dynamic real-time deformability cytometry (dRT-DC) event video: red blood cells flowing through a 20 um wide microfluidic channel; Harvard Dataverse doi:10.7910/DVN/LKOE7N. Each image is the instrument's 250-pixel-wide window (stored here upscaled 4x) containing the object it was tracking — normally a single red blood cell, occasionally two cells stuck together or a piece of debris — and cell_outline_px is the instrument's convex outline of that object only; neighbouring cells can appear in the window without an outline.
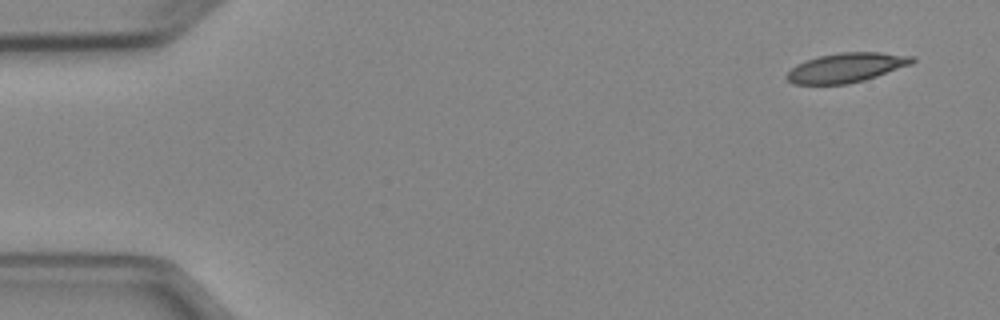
{"species": "Egyptian fruit bat (a non-hibernating species)", "species_latin": "Rousettus aegyptiacus", "temperature_condition": "cold", "stored_images_in_passage": 5, "segment_of_instrument_passage": [2, 2], "camera_frame_rate_fps": 3000, "um_per_image_px": 0.085, "animal": {"sex": "female"}, "frame": {"image": 1, "passage_image": 5, "time_ms": 5.667, "image_size_px": [1000, 320], "cell_outline_px": [[916, 60], [912, 64], [864, 80], [848, 84], [792, 84], [784, 76], [796, 64], [804, 60], [820, 56], [840, 52], [880, 52], [916, 56]], "centroid_in_image_um": [71.94, 5.74], "position_along_channel_um": 13.1, "area_um2": 21.62}}